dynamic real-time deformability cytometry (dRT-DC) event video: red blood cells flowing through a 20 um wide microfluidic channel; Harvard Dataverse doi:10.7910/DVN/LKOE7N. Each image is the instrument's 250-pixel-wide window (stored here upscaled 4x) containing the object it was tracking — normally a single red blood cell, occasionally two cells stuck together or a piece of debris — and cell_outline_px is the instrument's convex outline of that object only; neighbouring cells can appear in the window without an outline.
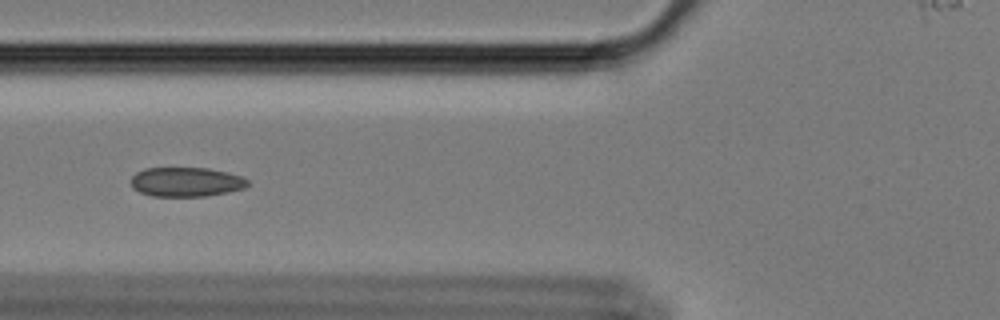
{"species": "Egyptian fruit bat (a non-hibernating species)", "species_latin": "Rousettus aegyptiacus", "temperature_condition": "cold", "stored_images_in_passage": 60, "camera_frame_rate_fps": 3000, "um_per_image_px": 0.085, "animal": {"sex": "female"}, "frame": {"image": 1, "passage_image": 23, "time_ms": 7.333, "image_size_px": [1000, 320], "cell_outline_px": [[248, 184], [244, 188], [228, 192], [204, 196], [152, 196], [140, 192], [132, 188], [132, 176], [136, 172], [144, 168], [208, 168], [228, 172], [240, 176], [248, 180]], "centroid_in_image_um": [15.81, 15.46], "position_along_channel_um": 110.0, "area_um2": 19.94}}
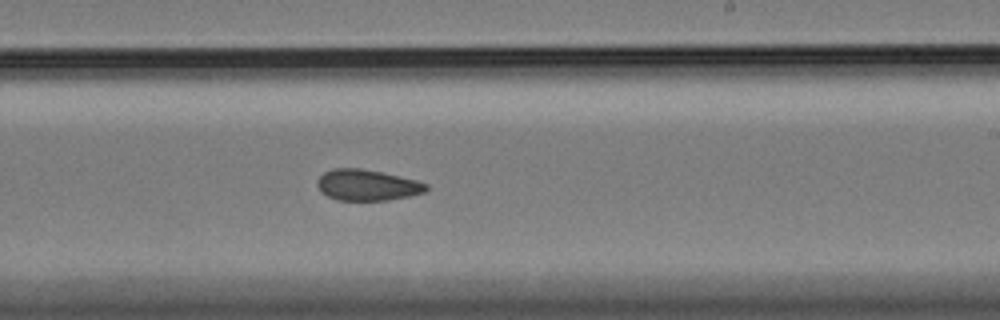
{"frame": {"image": 2, "passage_image": 36, "time_ms": 11.667, "image_size_px": [1000, 320], "cell_outline_px": [[428, 188], [424, 192], [408, 196], [388, 200], [336, 200], [328, 196], [316, 184], [316, 180], [324, 172], [332, 168], [360, 168], [400, 176], [416, 180], [428, 184]], "centroid_in_image_um": [31.2, 15.72], "position_along_channel_um": 257.8, "area_um2": 19.54}}
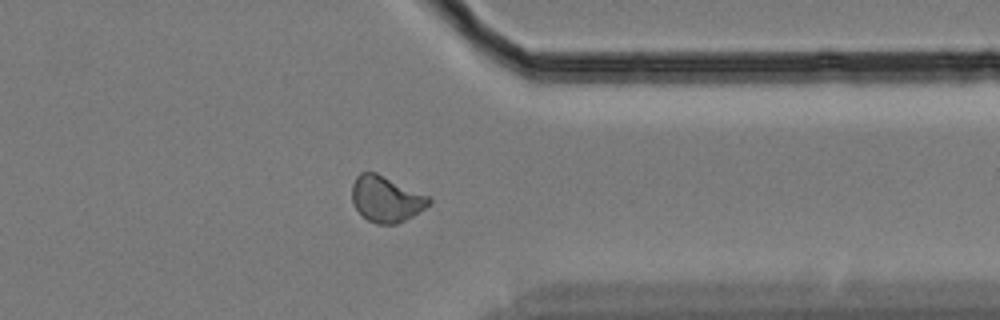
{"frame": {"image": 3, "passage_image": 47, "time_ms": 15.333, "image_size_px": [1000, 320], "cell_outline_px": [[432, 200], [424, 208], [412, 216], [396, 224], [376, 224], [368, 220], [356, 208], [352, 200], [352, 184], [356, 176], [360, 172], [376, 172], [432, 196]], "centroid_in_image_um": [32.84, 16.89], "position_along_channel_um": 378.6, "area_um2": 20.69}, "authors_computed_cell_mechanics": {"area_um2": 20.4612, "velocity_mm_per_s": 3.4071, "shape_relaxation_time_tau1_ms": null, "shape_relaxation_time_tau2_ms": 3.4936, "deformation_change_tau1": null, "deformation_change_tau2": 0.0758}}